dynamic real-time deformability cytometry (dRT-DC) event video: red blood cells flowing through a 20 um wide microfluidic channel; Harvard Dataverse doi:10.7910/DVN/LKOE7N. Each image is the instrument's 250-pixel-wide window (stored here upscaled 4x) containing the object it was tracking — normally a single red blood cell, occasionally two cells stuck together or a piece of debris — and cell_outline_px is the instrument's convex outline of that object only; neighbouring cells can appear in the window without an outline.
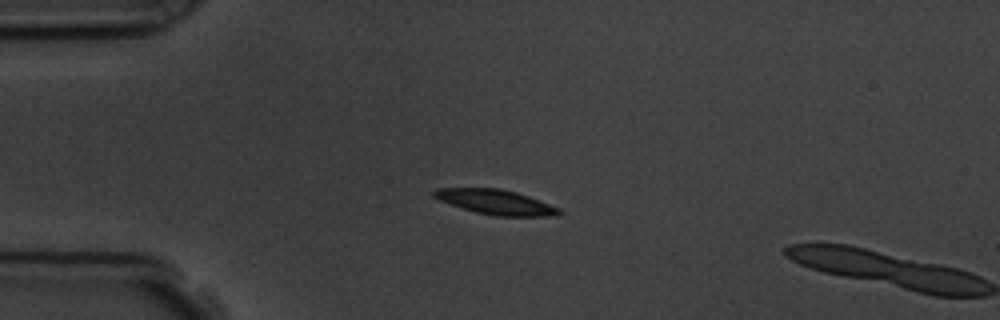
{"species": "common noctule bat (a hibernating species)", "species_latin": "Nyctalus noctula", "temperature_condition": "room temperature", "stored_images_in_passage": 4, "camera_frame_rate_fps": 3000, "um_per_image_px": 0.085, "animal": {"sex": "male", "body_mass_g": 19.5, "forearm_length_mm": 54.6}, "frame": {"image": 1, "passage_image": 3, "time_ms": 2.333, "image_size_px": [1000, 320], "cell_outline_px": [[564, 212], [548, 216], [496, 216], [476, 212], [440, 200], [432, 196], [432, 192], [436, 188], [500, 188], [516, 192], [528, 196], [560, 208]], "centroid_in_image_um": [42.14, 17.16], "position_along_channel_um": 42.9, "area_um2": 17.86}}